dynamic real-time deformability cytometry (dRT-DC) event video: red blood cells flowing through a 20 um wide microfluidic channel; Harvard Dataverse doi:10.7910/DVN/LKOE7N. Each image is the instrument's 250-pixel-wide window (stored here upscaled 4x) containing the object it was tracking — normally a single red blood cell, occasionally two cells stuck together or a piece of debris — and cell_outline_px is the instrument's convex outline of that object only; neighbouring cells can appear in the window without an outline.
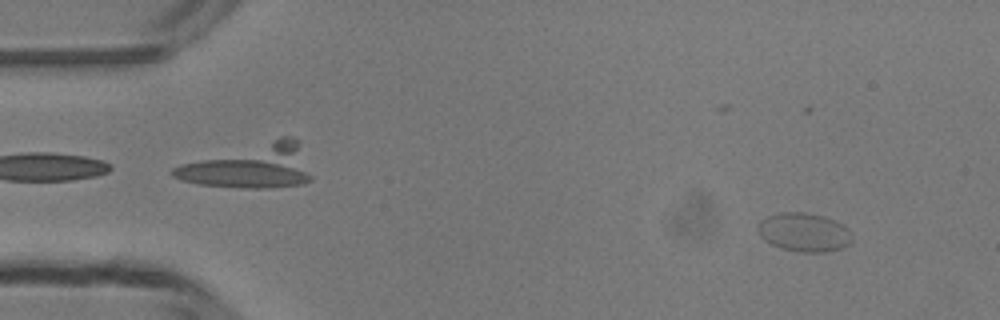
{"species": "common noctule bat (a hibernating species)", "species_latin": "Nyctalus noctula", "temperature_condition": "room temperature", "stored_images_in_passage": 48, "camera_frame_rate_fps": 3000, "um_per_image_px": 0.085, "animal": {"sex": "male", "body_mass_g": 13.3}, "frame": {"image": 1, "passage_image": 4, "time_ms": 1.0, "image_size_px": [1000, 320], "cell_outline_px": [[852, 240], [844, 248], [824, 252], [800, 252], [780, 248], [764, 240], [760, 236], [760, 220], [768, 216], [780, 212], [804, 212], [824, 216], [844, 224], [848, 228], [852, 236]], "centroid_in_image_um": [68.38, 19.74], "position_along_channel_um": 16.6, "area_um2": 21.27}}
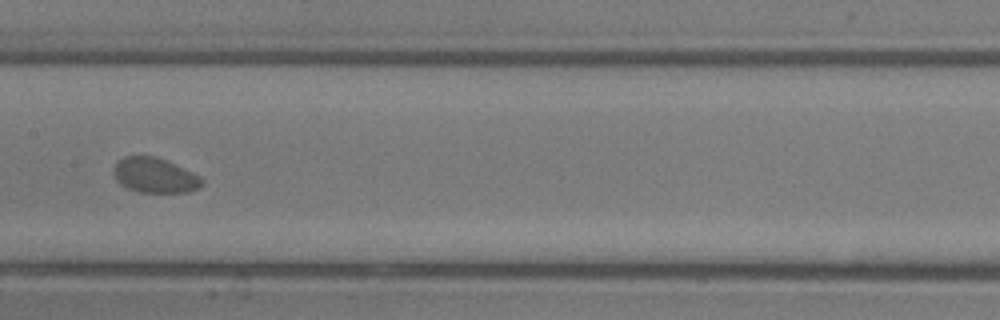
{"frame": {"image": 2, "passage_image": 24, "time_ms": 7.667, "image_size_px": [1000, 320], "cell_outline_px": [[204, 184], [200, 188], [188, 192], [140, 192], [128, 188], [120, 184], [116, 180], [112, 172], [112, 168], [116, 160], [124, 156], [156, 156], [168, 160], [200, 176], [204, 180]], "centroid_in_image_um": [13.14, 14.89], "position_along_channel_um": 194.3, "area_um2": 18.38}}
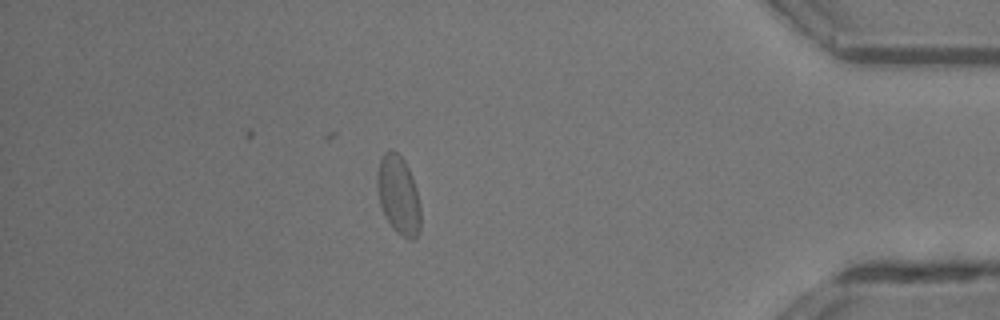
{"frame": {"image": 3, "passage_image": 42, "time_ms": 13.667, "image_size_px": [1000, 320], "cell_outline_px": [[420, 232], [412, 240], [408, 240], [396, 232], [392, 228], [384, 216], [380, 204], [376, 184], [376, 176], [380, 160], [384, 152], [396, 152], [404, 160], [412, 176], [416, 188], [420, 208]], "centroid_in_image_um": [33.86, 16.63], "position_along_channel_um": 401.3, "area_um2": 19.94}, "authors_computed_cell_mechanics": {"area_um2": 19.0162, "velocity_mm_per_s": 4.1768, "shape_relaxation_time_tau1_ms": null, "shape_relaxation_time_tau2_ms": 5.0247, "deformation_change_tau1": null, "deformation_change_tau2": 0.0894}}